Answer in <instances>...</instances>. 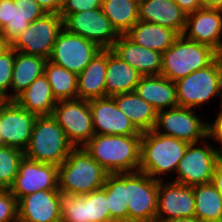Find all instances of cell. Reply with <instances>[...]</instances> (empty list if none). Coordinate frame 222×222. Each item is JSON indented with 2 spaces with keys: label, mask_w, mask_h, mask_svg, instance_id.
<instances>
[{
  "label": "cell",
  "mask_w": 222,
  "mask_h": 222,
  "mask_svg": "<svg viewBox=\"0 0 222 222\" xmlns=\"http://www.w3.org/2000/svg\"><path fill=\"white\" fill-rule=\"evenodd\" d=\"M142 135L95 134L83 148L108 173L139 171Z\"/></svg>",
  "instance_id": "obj_1"
},
{
  "label": "cell",
  "mask_w": 222,
  "mask_h": 222,
  "mask_svg": "<svg viewBox=\"0 0 222 222\" xmlns=\"http://www.w3.org/2000/svg\"><path fill=\"white\" fill-rule=\"evenodd\" d=\"M107 175L83 147L73 148L58 166V189L77 195L88 194L102 188Z\"/></svg>",
  "instance_id": "obj_2"
},
{
  "label": "cell",
  "mask_w": 222,
  "mask_h": 222,
  "mask_svg": "<svg viewBox=\"0 0 222 222\" xmlns=\"http://www.w3.org/2000/svg\"><path fill=\"white\" fill-rule=\"evenodd\" d=\"M187 142L162 135L154 129L142 133L139 171L161 181L156 175L176 171L188 147Z\"/></svg>",
  "instance_id": "obj_3"
},
{
  "label": "cell",
  "mask_w": 222,
  "mask_h": 222,
  "mask_svg": "<svg viewBox=\"0 0 222 222\" xmlns=\"http://www.w3.org/2000/svg\"><path fill=\"white\" fill-rule=\"evenodd\" d=\"M219 56L212 47L187 39L181 34L162 54L160 75L176 82L196 70L208 67Z\"/></svg>",
  "instance_id": "obj_4"
},
{
  "label": "cell",
  "mask_w": 222,
  "mask_h": 222,
  "mask_svg": "<svg viewBox=\"0 0 222 222\" xmlns=\"http://www.w3.org/2000/svg\"><path fill=\"white\" fill-rule=\"evenodd\" d=\"M64 130L52 116H38L24 150V157L41 163L59 166L73 149Z\"/></svg>",
  "instance_id": "obj_5"
},
{
  "label": "cell",
  "mask_w": 222,
  "mask_h": 222,
  "mask_svg": "<svg viewBox=\"0 0 222 222\" xmlns=\"http://www.w3.org/2000/svg\"><path fill=\"white\" fill-rule=\"evenodd\" d=\"M222 82V55L211 65L177 80V100L180 107L196 108L204 102L219 98Z\"/></svg>",
  "instance_id": "obj_6"
},
{
  "label": "cell",
  "mask_w": 222,
  "mask_h": 222,
  "mask_svg": "<svg viewBox=\"0 0 222 222\" xmlns=\"http://www.w3.org/2000/svg\"><path fill=\"white\" fill-rule=\"evenodd\" d=\"M158 183L142 171L126 172L128 222H155L158 211Z\"/></svg>",
  "instance_id": "obj_7"
},
{
  "label": "cell",
  "mask_w": 222,
  "mask_h": 222,
  "mask_svg": "<svg viewBox=\"0 0 222 222\" xmlns=\"http://www.w3.org/2000/svg\"><path fill=\"white\" fill-rule=\"evenodd\" d=\"M52 116L74 148L83 147L95 135L89 100H60Z\"/></svg>",
  "instance_id": "obj_8"
},
{
  "label": "cell",
  "mask_w": 222,
  "mask_h": 222,
  "mask_svg": "<svg viewBox=\"0 0 222 222\" xmlns=\"http://www.w3.org/2000/svg\"><path fill=\"white\" fill-rule=\"evenodd\" d=\"M63 29V20L57 13H45L34 20L11 45L15 51L43 58L50 57L55 40Z\"/></svg>",
  "instance_id": "obj_9"
},
{
  "label": "cell",
  "mask_w": 222,
  "mask_h": 222,
  "mask_svg": "<svg viewBox=\"0 0 222 222\" xmlns=\"http://www.w3.org/2000/svg\"><path fill=\"white\" fill-rule=\"evenodd\" d=\"M101 50L97 44L63 28L48 60L78 75Z\"/></svg>",
  "instance_id": "obj_10"
},
{
  "label": "cell",
  "mask_w": 222,
  "mask_h": 222,
  "mask_svg": "<svg viewBox=\"0 0 222 222\" xmlns=\"http://www.w3.org/2000/svg\"><path fill=\"white\" fill-rule=\"evenodd\" d=\"M63 28L90 40L102 49H111L120 36L101 8L67 15L63 19Z\"/></svg>",
  "instance_id": "obj_11"
},
{
  "label": "cell",
  "mask_w": 222,
  "mask_h": 222,
  "mask_svg": "<svg viewBox=\"0 0 222 222\" xmlns=\"http://www.w3.org/2000/svg\"><path fill=\"white\" fill-rule=\"evenodd\" d=\"M204 144L201 147H196L197 143L188 144L175 171L178 176L171 181L187 186L212 182L215 166L221 156L211 144Z\"/></svg>",
  "instance_id": "obj_12"
},
{
  "label": "cell",
  "mask_w": 222,
  "mask_h": 222,
  "mask_svg": "<svg viewBox=\"0 0 222 222\" xmlns=\"http://www.w3.org/2000/svg\"><path fill=\"white\" fill-rule=\"evenodd\" d=\"M167 109V110H166ZM158 111L154 130L162 135L183 140L187 143H198L207 138L208 122H203L192 108L175 107ZM163 129L160 131V129ZM164 131V132H163Z\"/></svg>",
  "instance_id": "obj_13"
},
{
  "label": "cell",
  "mask_w": 222,
  "mask_h": 222,
  "mask_svg": "<svg viewBox=\"0 0 222 222\" xmlns=\"http://www.w3.org/2000/svg\"><path fill=\"white\" fill-rule=\"evenodd\" d=\"M37 117L25 110L15 100H5L0 106L2 145L24 151L29 144Z\"/></svg>",
  "instance_id": "obj_14"
},
{
  "label": "cell",
  "mask_w": 222,
  "mask_h": 222,
  "mask_svg": "<svg viewBox=\"0 0 222 222\" xmlns=\"http://www.w3.org/2000/svg\"><path fill=\"white\" fill-rule=\"evenodd\" d=\"M42 190H58V166L24 157L9 191L17 201Z\"/></svg>",
  "instance_id": "obj_15"
},
{
  "label": "cell",
  "mask_w": 222,
  "mask_h": 222,
  "mask_svg": "<svg viewBox=\"0 0 222 222\" xmlns=\"http://www.w3.org/2000/svg\"><path fill=\"white\" fill-rule=\"evenodd\" d=\"M93 128L98 135H142L119 110L111 96L89 100Z\"/></svg>",
  "instance_id": "obj_16"
},
{
  "label": "cell",
  "mask_w": 222,
  "mask_h": 222,
  "mask_svg": "<svg viewBox=\"0 0 222 222\" xmlns=\"http://www.w3.org/2000/svg\"><path fill=\"white\" fill-rule=\"evenodd\" d=\"M45 13L35 0H0L2 37L11 46L31 22Z\"/></svg>",
  "instance_id": "obj_17"
},
{
  "label": "cell",
  "mask_w": 222,
  "mask_h": 222,
  "mask_svg": "<svg viewBox=\"0 0 222 222\" xmlns=\"http://www.w3.org/2000/svg\"><path fill=\"white\" fill-rule=\"evenodd\" d=\"M182 35L208 45L222 55V9L202 7L187 14Z\"/></svg>",
  "instance_id": "obj_18"
},
{
  "label": "cell",
  "mask_w": 222,
  "mask_h": 222,
  "mask_svg": "<svg viewBox=\"0 0 222 222\" xmlns=\"http://www.w3.org/2000/svg\"><path fill=\"white\" fill-rule=\"evenodd\" d=\"M195 218V198L192 186L178 182L158 183V211L156 219Z\"/></svg>",
  "instance_id": "obj_19"
},
{
  "label": "cell",
  "mask_w": 222,
  "mask_h": 222,
  "mask_svg": "<svg viewBox=\"0 0 222 222\" xmlns=\"http://www.w3.org/2000/svg\"><path fill=\"white\" fill-rule=\"evenodd\" d=\"M58 190H42L17 201L19 222H61Z\"/></svg>",
  "instance_id": "obj_20"
},
{
  "label": "cell",
  "mask_w": 222,
  "mask_h": 222,
  "mask_svg": "<svg viewBox=\"0 0 222 222\" xmlns=\"http://www.w3.org/2000/svg\"><path fill=\"white\" fill-rule=\"evenodd\" d=\"M111 51L143 76L161 73L162 53L136 44L125 34L119 36Z\"/></svg>",
  "instance_id": "obj_21"
},
{
  "label": "cell",
  "mask_w": 222,
  "mask_h": 222,
  "mask_svg": "<svg viewBox=\"0 0 222 222\" xmlns=\"http://www.w3.org/2000/svg\"><path fill=\"white\" fill-rule=\"evenodd\" d=\"M139 20L183 34L187 14L173 0H139Z\"/></svg>",
  "instance_id": "obj_22"
},
{
  "label": "cell",
  "mask_w": 222,
  "mask_h": 222,
  "mask_svg": "<svg viewBox=\"0 0 222 222\" xmlns=\"http://www.w3.org/2000/svg\"><path fill=\"white\" fill-rule=\"evenodd\" d=\"M135 92L157 112L179 106L176 83L163 75L142 76Z\"/></svg>",
  "instance_id": "obj_23"
},
{
  "label": "cell",
  "mask_w": 222,
  "mask_h": 222,
  "mask_svg": "<svg viewBox=\"0 0 222 222\" xmlns=\"http://www.w3.org/2000/svg\"><path fill=\"white\" fill-rule=\"evenodd\" d=\"M107 49H102L78 74L77 96L91 100L106 97Z\"/></svg>",
  "instance_id": "obj_24"
},
{
  "label": "cell",
  "mask_w": 222,
  "mask_h": 222,
  "mask_svg": "<svg viewBox=\"0 0 222 222\" xmlns=\"http://www.w3.org/2000/svg\"><path fill=\"white\" fill-rule=\"evenodd\" d=\"M142 74L107 49L106 97L134 92Z\"/></svg>",
  "instance_id": "obj_25"
},
{
  "label": "cell",
  "mask_w": 222,
  "mask_h": 222,
  "mask_svg": "<svg viewBox=\"0 0 222 222\" xmlns=\"http://www.w3.org/2000/svg\"><path fill=\"white\" fill-rule=\"evenodd\" d=\"M119 108L141 132L151 131L155 128L158 112L135 91L112 96Z\"/></svg>",
  "instance_id": "obj_26"
},
{
  "label": "cell",
  "mask_w": 222,
  "mask_h": 222,
  "mask_svg": "<svg viewBox=\"0 0 222 222\" xmlns=\"http://www.w3.org/2000/svg\"><path fill=\"white\" fill-rule=\"evenodd\" d=\"M125 35L136 44L162 54L173 45L179 36L170 28L140 20Z\"/></svg>",
  "instance_id": "obj_27"
},
{
  "label": "cell",
  "mask_w": 222,
  "mask_h": 222,
  "mask_svg": "<svg viewBox=\"0 0 222 222\" xmlns=\"http://www.w3.org/2000/svg\"><path fill=\"white\" fill-rule=\"evenodd\" d=\"M25 110L37 116L53 114L58 102L53 96L47 77L43 74L14 99Z\"/></svg>",
  "instance_id": "obj_28"
},
{
  "label": "cell",
  "mask_w": 222,
  "mask_h": 222,
  "mask_svg": "<svg viewBox=\"0 0 222 222\" xmlns=\"http://www.w3.org/2000/svg\"><path fill=\"white\" fill-rule=\"evenodd\" d=\"M46 61V58L40 56L15 51L11 82L12 91L15 92L11 95V100H14L20 93L27 89L36 78L44 74Z\"/></svg>",
  "instance_id": "obj_29"
},
{
  "label": "cell",
  "mask_w": 222,
  "mask_h": 222,
  "mask_svg": "<svg viewBox=\"0 0 222 222\" xmlns=\"http://www.w3.org/2000/svg\"><path fill=\"white\" fill-rule=\"evenodd\" d=\"M139 0H103L101 9L116 31L122 35L139 21Z\"/></svg>",
  "instance_id": "obj_30"
},
{
  "label": "cell",
  "mask_w": 222,
  "mask_h": 222,
  "mask_svg": "<svg viewBox=\"0 0 222 222\" xmlns=\"http://www.w3.org/2000/svg\"><path fill=\"white\" fill-rule=\"evenodd\" d=\"M195 218L199 222L222 220V197L212 182L192 186Z\"/></svg>",
  "instance_id": "obj_31"
},
{
  "label": "cell",
  "mask_w": 222,
  "mask_h": 222,
  "mask_svg": "<svg viewBox=\"0 0 222 222\" xmlns=\"http://www.w3.org/2000/svg\"><path fill=\"white\" fill-rule=\"evenodd\" d=\"M103 188L107 194L110 222H128L126 173H108Z\"/></svg>",
  "instance_id": "obj_32"
},
{
  "label": "cell",
  "mask_w": 222,
  "mask_h": 222,
  "mask_svg": "<svg viewBox=\"0 0 222 222\" xmlns=\"http://www.w3.org/2000/svg\"><path fill=\"white\" fill-rule=\"evenodd\" d=\"M44 75L47 77L53 96L57 101L78 98V75L76 73L47 60Z\"/></svg>",
  "instance_id": "obj_33"
},
{
  "label": "cell",
  "mask_w": 222,
  "mask_h": 222,
  "mask_svg": "<svg viewBox=\"0 0 222 222\" xmlns=\"http://www.w3.org/2000/svg\"><path fill=\"white\" fill-rule=\"evenodd\" d=\"M61 222H91L88 212V194L77 195L58 189Z\"/></svg>",
  "instance_id": "obj_34"
},
{
  "label": "cell",
  "mask_w": 222,
  "mask_h": 222,
  "mask_svg": "<svg viewBox=\"0 0 222 222\" xmlns=\"http://www.w3.org/2000/svg\"><path fill=\"white\" fill-rule=\"evenodd\" d=\"M23 158L24 151L11 146H0V190H9Z\"/></svg>",
  "instance_id": "obj_35"
},
{
  "label": "cell",
  "mask_w": 222,
  "mask_h": 222,
  "mask_svg": "<svg viewBox=\"0 0 222 222\" xmlns=\"http://www.w3.org/2000/svg\"><path fill=\"white\" fill-rule=\"evenodd\" d=\"M88 212L91 222H110L107 194L103 187L88 193Z\"/></svg>",
  "instance_id": "obj_36"
},
{
  "label": "cell",
  "mask_w": 222,
  "mask_h": 222,
  "mask_svg": "<svg viewBox=\"0 0 222 222\" xmlns=\"http://www.w3.org/2000/svg\"><path fill=\"white\" fill-rule=\"evenodd\" d=\"M14 60L15 50L11 46L0 55V95L5 100H11L7 91L11 88Z\"/></svg>",
  "instance_id": "obj_37"
},
{
  "label": "cell",
  "mask_w": 222,
  "mask_h": 222,
  "mask_svg": "<svg viewBox=\"0 0 222 222\" xmlns=\"http://www.w3.org/2000/svg\"><path fill=\"white\" fill-rule=\"evenodd\" d=\"M17 199L9 190H0V222H17Z\"/></svg>",
  "instance_id": "obj_38"
},
{
  "label": "cell",
  "mask_w": 222,
  "mask_h": 222,
  "mask_svg": "<svg viewBox=\"0 0 222 222\" xmlns=\"http://www.w3.org/2000/svg\"><path fill=\"white\" fill-rule=\"evenodd\" d=\"M103 0H64L59 16L62 20L72 13L101 8Z\"/></svg>",
  "instance_id": "obj_39"
},
{
  "label": "cell",
  "mask_w": 222,
  "mask_h": 222,
  "mask_svg": "<svg viewBox=\"0 0 222 222\" xmlns=\"http://www.w3.org/2000/svg\"><path fill=\"white\" fill-rule=\"evenodd\" d=\"M211 138L222 145V110L218 113L213 123L207 125V139ZM217 153L222 157V147L216 149Z\"/></svg>",
  "instance_id": "obj_40"
},
{
  "label": "cell",
  "mask_w": 222,
  "mask_h": 222,
  "mask_svg": "<svg viewBox=\"0 0 222 222\" xmlns=\"http://www.w3.org/2000/svg\"><path fill=\"white\" fill-rule=\"evenodd\" d=\"M46 13H57L62 9L64 0H35Z\"/></svg>",
  "instance_id": "obj_41"
},
{
  "label": "cell",
  "mask_w": 222,
  "mask_h": 222,
  "mask_svg": "<svg viewBox=\"0 0 222 222\" xmlns=\"http://www.w3.org/2000/svg\"><path fill=\"white\" fill-rule=\"evenodd\" d=\"M186 14L201 9V0H173Z\"/></svg>",
  "instance_id": "obj_42"
},
{
  "label": "cell",
  "mask_w": 222,
  "mask_h": 222,
  "mask_svg": "<svg viewBox=\"0 0 222 222\" xmlns=\"http://www.w3.org/2000/svg\"><path fill=\"white\" fill-rule=\"evenodd\" d=\"M212 183L215 185L218 193L222 197V157L215 166Z\"/></svg>",
  "instance_id": "obj_43"
},
{
  "label": "cell",
  "mask_w": 222,
  "mask_h": 222,
  "mask_svg": "<svg viewBox=\"0 0 222 222\" xmlns=\"http://www.w3.org/2000/svg\"><path fill=\"white\" fill-rule=\"evenodd\" d=\"M155 222H199L196 218L179 217L172 219H155Z\"/></svg>",
  "instance_id": "obj_44"
},
{
  "label": "cell",
  "mask_w": 222,
  "mask_h": 222,
  "mask_svg": "<svg viewBox=\"0 0 222 222\" xmlns=\"http://www.w3.org/2000/svg\"><path fill=\"white\" fill-rule=\"evenodd\" d=\"M203 7L222 9V0H201Z\"/></svg>",
  "instance_id": "obj_45"
},
{
  "label": "cell",
  "mask_w": 222,
  "mask_h": 222,
  "mask_svg": "<svg viewBox=\"0 0 222 222\" xmlns=\"http://www.w3.org/2000/svg\"><path fill=\"white\" fill-rule=\"evenodd\" d=\"M10 45L4 40L2 36H0V55L6 51Z\"/></svg>",
  "instance_id": "obj_46"
},
{
  "label": "cell",
  "mask_w": 222,
  "mask_h": 222,
  "mask_svg": "<svg viewBox=\"0 0 222 222\" xmlns=\"http://www.w3.org/2000/svg\"><path fill=\"white\" fill-rule=\"evenodd\" d=\"M3 30H4V28H3L1 20H0V36H2Z\"/></svg>",
  "instance_id": "obj_47"
},
{
  "label": "cell",
  "mask_w": 222,
  "mask_h": 222,
  "mask_svg": "<svg viewBox=\"0 0 222 222\" xmlns=\"http://www.w3.org/2000/svg\"><path fill=\"white\" fill-rule=\"evenodd\" d=\"M220 101H221V108H222V82H221V91H220ZM222 110V109H221Z\"/></svg>",
  "instance_id": "obj_48"
},
{
  "label": "cell",
  "mask_w": 222,
  "mask_h": 222,
  "mask_svg": "<svg viewBox=\"0 0 222 222\" xmlns=\"http://www.w3.org/2000/svg\"><path fill=\"white\" fill-rule=\"evenodd\" d=\"M5 101V98H3L1 95H0V106L2 105V103Z\"/></svg>",
  "instance_id": "obj_49"
},
{
  "label": "cell",
  "mask_w": 222,
  "mask_h": 222,
  "mask_svg": "<svg viewBox=\"0 0 222 222\" xmlns=\"http://www.w3.org/2000/svg\"><path fill=\"white\" fill-rule=\"evenodd\" d=\"M0 146H2V138H1V134H0Z\"/></svg>",
  "instance_id": "obj_50"
},
{
  "label": "cell",
  "mask_w": 222,
  "mask_h": 222,
  "mask_svg": "<svg viewBox=\"0 0 222 222\" xmlns=\"http://www.w3.org/2000/svg\"><path fill=\"white\" fill-rule=\"evenodd\" d=\"M208 222H222V220H220V221H208Z\"/></svg>",
  "instance_id": "obj_51"
}]
</instances>
